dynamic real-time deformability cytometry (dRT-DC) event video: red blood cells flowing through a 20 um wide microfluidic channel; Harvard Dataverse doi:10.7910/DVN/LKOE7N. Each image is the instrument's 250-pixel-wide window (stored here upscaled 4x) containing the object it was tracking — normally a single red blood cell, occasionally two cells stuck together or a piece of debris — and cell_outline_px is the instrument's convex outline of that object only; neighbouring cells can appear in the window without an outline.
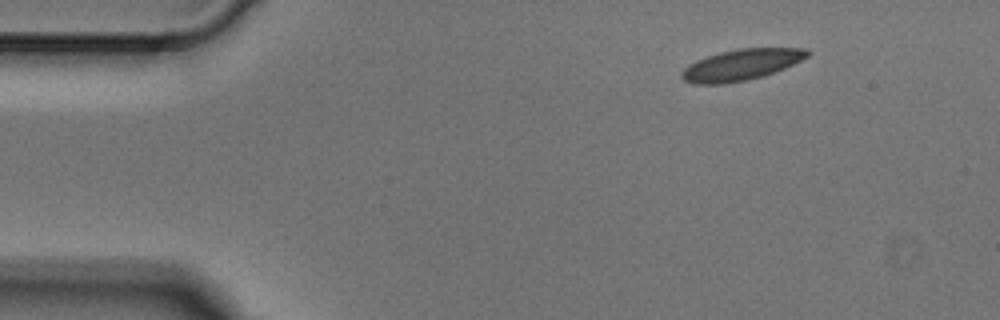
{"species": "Egyptian fruit bat (a non-hibernating species)", "species_latin": "Rousettus aegyptiacus", "temperature_condition": "cold", "stored_images_in_passage": 3, "camera_frame_rate_fps": 3000, "um_per_image_px": 0.085, "animal": {"sex": "male"}, "frame": {"image": 1, "passage_image": 1, "time_ms": 0.0, "image_size_px": [1000, 320], "cell_outline_px": [[812, 52], [808, 56], [784, 68], [764, 76], [724, 84], [696, 84], [684, 80], [680, 76], [680, 72], [684, 68], [696, 60], [720, 52], [736, 48], [804, 48]], "centroid_in_image_um": [62.99, 5.5], "position_along_channel_um": 22.0, "area_um2": 22.66}}